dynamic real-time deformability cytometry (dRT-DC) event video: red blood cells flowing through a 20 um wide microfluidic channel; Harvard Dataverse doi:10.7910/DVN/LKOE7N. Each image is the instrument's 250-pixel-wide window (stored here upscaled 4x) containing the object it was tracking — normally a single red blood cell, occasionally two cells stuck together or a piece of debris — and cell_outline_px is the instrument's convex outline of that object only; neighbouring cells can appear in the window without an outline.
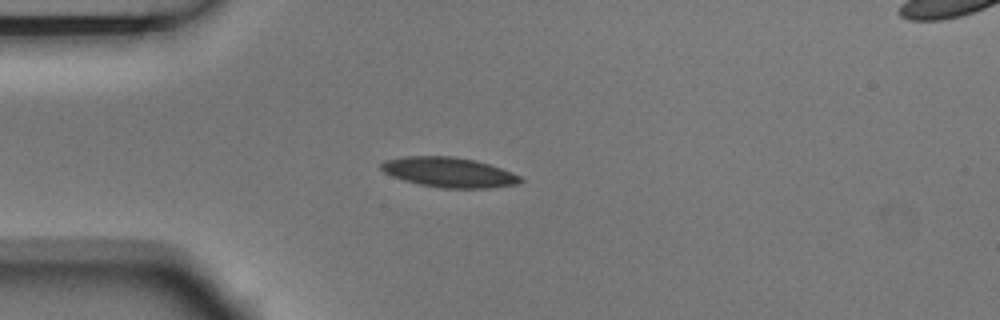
{"species": "Egyptian fruit bat (a non-hibernating species)", "species_latin": "Rousettus aegyptiacus", "temperature_condition": "room temperature", "stored_images_in_passage": 4, "camera_frame_rate_fps": 3000, "um_per_image_px": 0.085, "animal": {"sex": "male"}, "frame": {"image": 1, "passage_image": 4, "time_ms": 1.0, "image_size_px": [1000, 320], "cell_outline_px": [[524, 180], [520, 184], [488, 188], [440, 188], [420, 184], [404, 180], [392, 176], [384, 172], [380, 168], [380, 164], [384, 160], [404, 156], [452, 156], [472, 160], [488, 164], [500, 168], [520, 176]], "centroid_in_image_um": [38.14, 14.65], "position_along_channel_um": 46.9, "area_um2": 24.22}}